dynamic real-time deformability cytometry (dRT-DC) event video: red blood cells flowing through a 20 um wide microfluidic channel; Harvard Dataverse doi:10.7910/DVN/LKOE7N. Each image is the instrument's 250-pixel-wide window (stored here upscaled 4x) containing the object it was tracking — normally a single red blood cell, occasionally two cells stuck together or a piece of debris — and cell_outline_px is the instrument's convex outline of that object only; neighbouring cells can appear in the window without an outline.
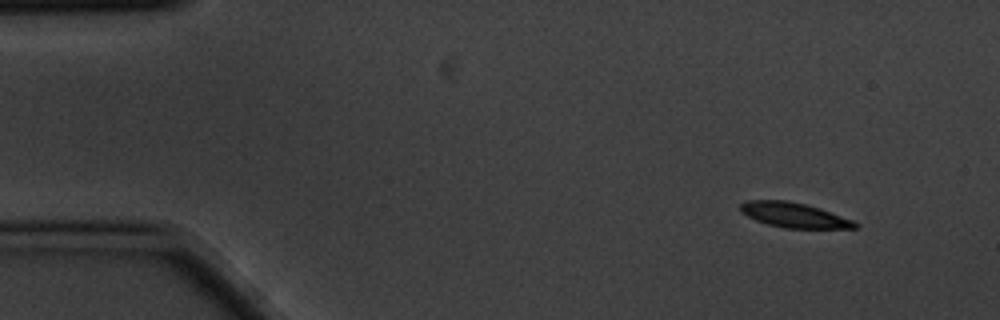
{"species": "common noctule bat (a hibernating species)", "species_latin": "Nyctalus noctula", "temperature_condition": "cold", "stored_images_in_passage": 4, "camera_frame_rate_fps": 3000, "um_per_image_px": 0.085, "animal": {"sex": "male", "body_mass_g": 20.1, "forearm_length_mm": 53.5}, "frame": {"image": 1, "passage_image": 1, "time_ms": 0.0, "image_size_px": [1000, 320], "cell_outline_px": [[860, 228], [784, 228], [768, 224], [756, 220], [740, 212], [740, 204], [744, 200], [784, 200], [808, 204], [820, 208], [852, 220], [860, 224]], "centroid_in_image_um": [67.49, 18.27], "position_along_channel_um": 17.5, "area_um2": 16.7}}
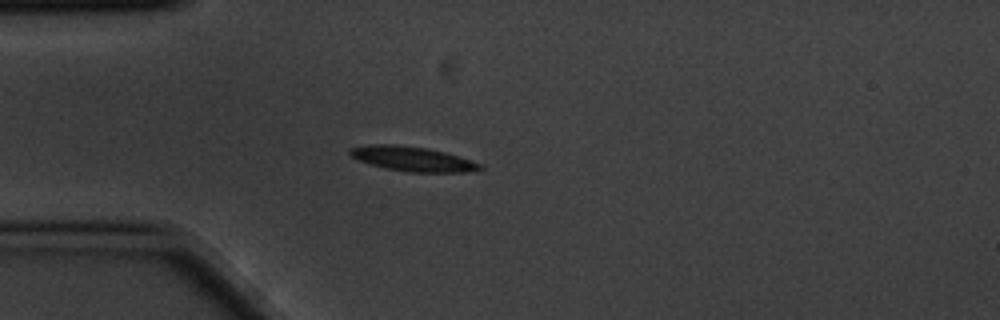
{"frame": {"image": 2, "passage_image": 4, "time_ms": 1.0, "image_size_px": [1000, 320], "cell_outline_px": [[484, 168], [468, 172], [412, 172], [384, 168], [348, 156], [348, 148], [372, 144], [392, 144], [424, 148], [444, 152], [484, 164]], "centroid_in_image_um": [35.06, 13.51], "position_along_channel_um": 49.9, "area_um2": 18.55}}